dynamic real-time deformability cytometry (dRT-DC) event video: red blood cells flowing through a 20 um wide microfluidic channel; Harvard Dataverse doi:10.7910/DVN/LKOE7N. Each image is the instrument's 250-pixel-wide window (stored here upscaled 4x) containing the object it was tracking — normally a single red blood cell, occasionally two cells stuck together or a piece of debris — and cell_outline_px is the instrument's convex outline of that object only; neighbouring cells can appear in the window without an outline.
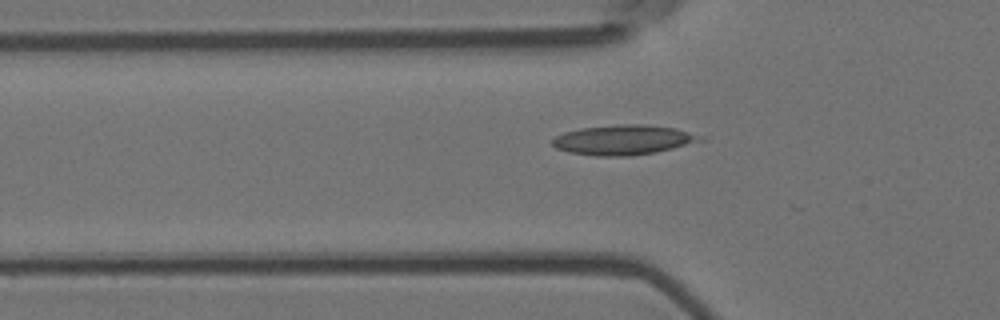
{"species": "Egyptian fruit bat (a non-hibernating species)", "species_latin": "Rousettus aegyptiacus", "temperature_condition": "room temperature", "stored_images_in_passage": 32, "camera_frame_rate_fps": 3000, "um_per_image_px": 0.085, "animal": {"sex": "female"}, "frame": {"image": 1, "passage_image": 3, "time_ms": 0.667, "image_size_px": [1000, 320], "cell_outline_px": [[708, 140], [656, 152], [632, 156], [596, 156], [568, 152], [556, 148], [552, 144], [552, 140], [556, 136], [564, 132], [580, 128], [620, 124], [644, 124], [676, 128], [704, 136]], "centroid_in_image_um": [53.04, 11.89], "position_along_channel_um": 72.8, "area_um2": 26.01}}
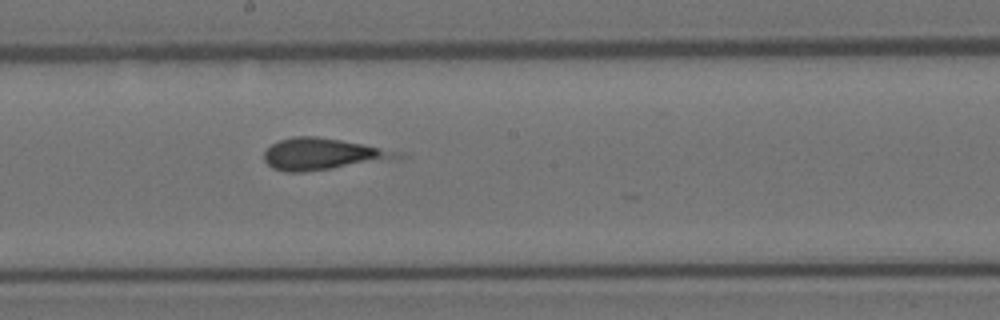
{"frame": {"image": 2, "passage_image": 15, "time_ms": 4.667, "image_size_px": [1000, 320], "cell_outline_px": [[412, 156], [332, 168], [304, 172], [284, 172], [272, 168], [264, 160], [264, 152], [272, 144], [280, 140], [292, 136], [316, 136], [340, 140], [404, 152]], "centroid_in_image_um": [27.44, 13.09], "position_along_channel_um": 220.8, "area_um2": 24.45}}
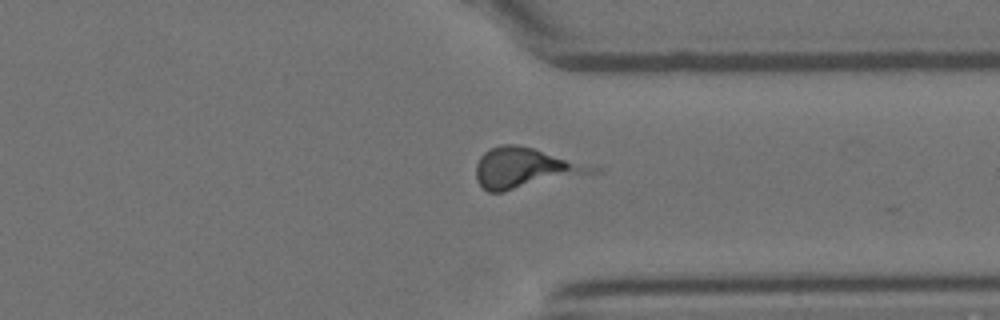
{"frame": {"image": 3, "passage_image": 27, "time_ms": 8.667, "image_size_px": [1000, 320], "cell_outline_px": [[600, 172], [504, 192], [488, 192], [476, 180], [476, 164], [480, 156], [488, 148], [500, 144], [516, 144], [532, 148], [600, 168]], "centroid_in_image_um": [44.6, 14.29], "position_along_channel_um": 366.8, "area_um2": 27.34}}